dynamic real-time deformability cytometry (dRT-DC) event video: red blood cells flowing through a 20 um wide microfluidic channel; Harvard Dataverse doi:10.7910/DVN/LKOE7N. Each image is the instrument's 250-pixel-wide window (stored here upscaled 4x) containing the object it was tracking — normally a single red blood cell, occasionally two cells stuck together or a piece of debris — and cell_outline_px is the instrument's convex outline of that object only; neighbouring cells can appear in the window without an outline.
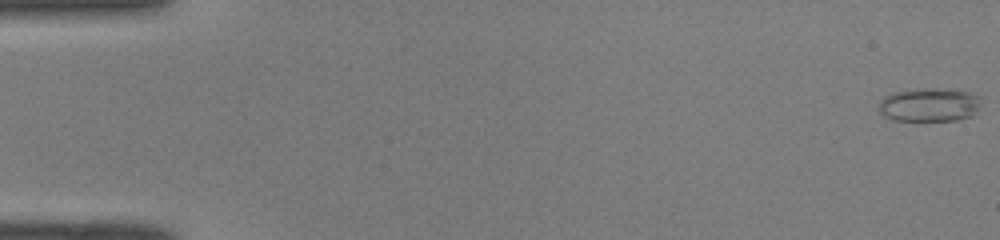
{"species": "common noctule bat (a hibernating species)", "species_latin": "Nyctalus noctula", "temperature_condition": "room temperature", "stored_images_in_passage": 9, "camera_frame_rate_fps": 3000, "um_per_image_px": 0.085, "animal": {"sex": "male", "body_mass_g": 19.0, "forearm_length_mm": 50.8}, "frame": {"image": 1, "passage_image": 1, "time_ms": 0.0, "image_size_px": [1000, 240], "cell_outline_px": [[980, 96], [976, 108], [972, 116], [956, 120], [892, 120], [884, 116], [880, 112], [880, 100], [884, 96], [892, 92], [924, 88], [948, 88], [968, 92]], "centroid_in_image_um": [78.96, 8.89], "position_along_channel_um": 6.0, "area_um2": 19.94}}